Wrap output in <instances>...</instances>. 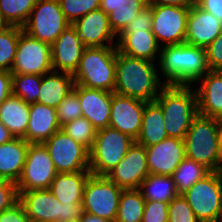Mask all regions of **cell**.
I'll use <instances>...</instances> for the list:
<instances>
[{
	"instance_id": "cell-22",
	"label": "cell",
	"mask_w": 222,
	"mask_h": 222,
	"mask_svg": "<svg viewBox=\"0 0 222 222\" xmlns=\"http://www.w3.org/2000/svg\"><path fill=\"white\" fill-rule=\"evenodd\" d=\"M197 94L198 114L222 116V71L210 70L193 85Z\"/></svg>"
},
{
	"instance_id": "cell-24",
	"label": "cell",
	"mask_w": 222,
	"mask_h": 222,
	"mask_svg": "<svg viewBox=\"0 0 222 222\" xmlns=\"http://www.w3.org/2000/svg\"><path fill=\"white\" fill-rule=\"evenodd\" d=\"M60 129L55 108L37 102L30 105L25 141L43 144Z\"/></svg>"
},
{
	"instance_id": "cell-34",
	"label": "cell",
	"mask_w": 222,
	"mask_h": 222,
	"mask_svg": "<svg viewBox=\"0 0 222 222\" xmlns=\"http://www.w3.org/2000/svg\"><path fill=\"white\" fill-rule=\"evenodd\" d=\"M38 0H0V13L9 26L23 27Z\"/></svg>"
},
{
	"instance_id": "cell-50",
	"label": "cell",
	"mask_w": 222,
	"mask_h": 222,
	"mask_svg": "<svg viewBox=\"0 0 222 222\" xmlns=\"http://www.w3.org/2000/svg\"><path fill=\"white\" fill-rule=\"evenodd\" d=\"M14 136L0 121V145L11 141Z\"/></svg>"
},
{
	"instance_id": "cell-13",
	"label": "cell",
	"mask_w": 222,
	"mask_h": 222,
	"mask_svg": "<svg viewBox=\"0 0 222 222\" xmlns=\"http://www.w3.org/2000/svg\"><path fill=\"white\" fill-rule=\"evenodd\" d=\"M51 71H53L51 45L37 40L21 28L11 73L43 76Z\"/></svg>"
},
{
	"instance_id": "cell-28",
	"label": "cell",
	"mask_w": 222,
	"mask_h": 222,
	"mask_svg": "<svg viewBox=\"0 0 222 222\" xmlns=\"http://www.w3.org/2000/svg\"><path fill=\"white\" fill-rule=\"evenodd\" d=\"M30 105L11 94L0 105V121L14 138H24L29 123Z\"/></svg>"
},
{
	"instance_id": "cell-46",
	"label": "cell",
	"mask_w": 222,
	"mask_h": 222,
	"mask_svg": "<svg viewBox=\"0 0 222 222\" xmlns=\"http://www.w3.org/2000/svg\"><path fill=\"white\" fill-rule=\"evenodd\" d=\"M12 94L11 71H0V105Z\"/></svg>"
},
{
	"instance_id": "cell-20",
	"label": "cell",
	"mask_w": 222,
	"mask_h": 222,
	"mask_svg": "<svg viewBox=\"0 0 222 222\" xmlns=\"http://www.w3.org/2000/svg\"><path fill=\"white\" fill-rule=\"evenodd\" d=\"M222 32V22L213 14L193 4L190 6L185 43L206 48Z\"/></svg>"
},
{
	"instance_id": "cell-38",
	"label": "cell",
	"mask_w": 222,
	"mask_h": 222,
	"mask_svg": "<svg viewBox=\"0 0 222 222\" xmlns=\"http://www.w3.org/2000/svg\"><path fill=\"white\" fill-rule=\"evenodd\" d=\"M101 0H59L66 20L73 24L87 13L100 9Z\"/></svg>"
},
{
	"instance_id": "cell-54",
	"label": "cell",
	"mask_w": 222,
	"mask_h": 222,
	"mask_svg": "<svg viewBox=\"0 0 222 222\" xmlns=\"http://www.w3.org/2000/svg\"><path fill=\"white\" fill-rule=\"evenodd\" d=\"M219 173H220L221 178H222V164H221V167H220V169H219Z\"/></svg>"
},
{
	"instance_id": "cell-15",
	"label": "cell",
	"mask_w": 222,
	"mask_h": 222,
	"mask_svg": "<svg viewBox=\"0 0 222 222\" xmlns=\"http://www.w3.org/2000/svg\"><path fill=\"white\" fill-rule=\"evenodd\" d=\"M149 175L146 148L136 141L125 157L106 176L122 190L138 189Z\"/></svg>"
},
{
	"instance_id": "cell-10",
	"label": "cell",
	"mask_w": 222,
	"mask_h": 222,
	"mask_svg": "<svg viewBox=\"0 0 222 222\" xmlns=\"http://www.w3.org/2000/svg\"><path fill=\"white\" fill-rule=\"evenodd\" d=\"M69 25L59 0H38L22 29L37 40L52 45Z\"/></svg>"
},
{
	"instance_id": "cell-55",
	"label": "cell",
	"mask_w": 222,
	"mask_h": 222,
	"mask_svg": "<svg viewBox=\"0 0 222 222\" xmlns=\"http://www.w3.org/2000/svg\"><path fill=\"white\" fill-rule=\"evenodd\" d=\"M29 222H45V221L29 220Z\"/></svg>"
},
{
	"instance_id": "cell-2",
	"label": "cell",
	"mask_w": 222,
	"mask_h": 222,
	"mask_svg": "<svg viewBox=\"0 0 222 222\" xmlns=\"http://www.w3.org/2000/svg\"><path fill=\"white\" fill-rule=\"evenodd\" d=\"M165 84L158 75V63L130 57L117 51L114 92L152 102Z\"/></svg>"
},
{
	"instance_id": "cell-18",
	"label": "cell",
	"mask_w": 222,
	"mask_h": 222,
	"mask_svg": "<svg viewBox=\"0 0 222 222\" xmlns=\"http://www.w3.org/2000/svg\"><path fill=\"white\" fill-rule=\"evenodd\" d=\"M146 148L149 174L172 176L186 158L184 140L168 137Z\"/></svg>"
},
{
	"instance_id": "cell-42",
	"label": "cell",
	"mask_w": 222,
	"mask_h": 222,
	"mask_svg": "<svg viewBox=\"0 0 222 222\" xmlns=\"http://www.w3.org/2000/svg\"><path fill=\"white\" fill-rule=\"evenodd\" d=\"M19 201L17 185L9 180L0 179V213Z\"/></svg>"
},
{
	"instance_id": "cell-45",
	"label": "cell",
	"mask_w": 222,
	"mask_h": 222,
	"mask_svg": "<svg viewBox=\"0 0 222 222\" xmlns=\"http://www.w3.org/2000/svg\"><path fill=\"white\" fill-rule=\"evenodd\" d=\"M0 222H29V218L20 201L0 213Z\"/></svg>"
},
{
	"instance_id": "cell-17",
	"label": "cell",
	"mask_w": 222,
	"mask_h": 222,
	"mask_svg": "<svg viewBox=\"0 0 222 222\" xmlns=\"http://www.w3.org/2000/svg\"><path fill=\"white\" fill-rule=\"evenodd\" d=\"M72 26L86 47H106L117 44V35L110 27L109 15L102 9L87 13Z\"/></svg>"
},
{
	"instance_id": "cell-43",
	"label": "cell",
	"mask_w": 222,
	"mask_h": 222,
	"mask_svg": "<svg viewBox=\"0 0 222 222\" xmlns=\"http://www.w3.org/2000/svg\"><path fill=\"white\" fill-rule=\"evenodd\" d=\"M152 11L151 5H148L138 15L132 19V21L124 28L121 33H132L136 30L147 31L151 30L152 27Z\"/></svg>"
},
{
	"instance_id": "cell-23",
	"label": "cell",
	"mask_w": 222,
	"mask_h": 222,
	"mask_svg": "<svg viewBox=\"0 0 222 222\" xmlns=\"http://www.w3.org/2000/svg\"><path fill=\"white\" fill-rule=\"evenodd\" d=\"M116 47L120 53L151 62H158L161 49L152 30L120 33Z\"/></svg>"
},
{
	"instance_id": "cell-35",
	"label": "cell",
	"mask_w": 222,
	"mask_h": 222,
	"mask_svg": "<svg viewBox=\"0 0 222 222\" xmlns=\"http://www.w3.org/2000/svg\"><path fill=\"white\" fill-rule=\"evenodd\" d=\"M42 76L36 74H12V94L20 97L26 104L37 102Z\"/></svg>"
},
{
	"instance_id": "cell-31",
	"label": "cell",
	"mask_w": 222,
	"mask_h": 222,
	"mask_svg": "<svg viewBox=\"0 0 222 222\" xmlns=\"http://www.w3.org/2000/svg\"><path fill=\"white\" fill-rule=\"evenodd\" d=\"M145 201L139 189L122 190L115 222H141Z\"/></svg>"
},
{
	"instance_id": "cell-48",
	"label": "cell",
	"mask_w": 222,
	"mask_h": 222,
	"mask_svg": "<svg viewBox=\"0 0 222 222\" xmlns=\"http://www.w3.org/2000/svg\"><path fill=\"white\" fill-rule=\"evenodd\" d=\"M148 5H171L190 7L195 4V0H147Z\"/></svg>"
},
{
	"instance_id": "cell-36",
	"label": "cell",
	"mask_w": 222,
	"mask_h": 222,
	"mask_svg": "<svg viewBox=\"0 0 222 222\" xmlns=\"http://www.w3.org/2000/svg\"><path fill=\"white\" fill-rule=\"evenodd\" d=\"M21 27L9 26L0 32V71H11Z\"/></svg>"
},
{
	"instance_id": "cell-29",
	"label": "cell",
	"mask_w": 222,
	"mask_h": 222,
	"mask_svg": "<svg viewBox=\"0 0 222 222\" xmlns=\"http://www.w3.org/2000/svg\"><path fill=\"white\" fill-rule=\"evenodd\" d=\"M168 138L163 111L155 102H147L144 107L141 131L136 142L144 147L156 145Z\"/></svg>"
},
{
	"instance_id": "cell-52",
	"label": "cell",
	"mask_w": 222,
	"mask_h": 222,
	"mask_svg": "<svg viewBox=\"0 0 222 222\" xmlns=\"http://www.w3.org/2000/svg\"><path fill=\"white\" fill-rule=\"evenodd\" d=\"M217 119V125H218V142H219V148L222 153V116L216 118Z\"/></svg>"
},
{
	"instance_id": "cell-33",
	"label": "cell",
	"mask_w": 222,
	"mask_h": 222,
	"mask_svg": "<svg viewBox=\"0 0 222 222\" xmlns=\"http://www.w3.org/2000/svg\"><path fill=\"white\" fill-rule=\"evenodd\" d=\"M147 6V0H122L109 14V23L113 32L118 36Z\"/></svg>"
},
{
	"instance_id": "cell-39",
	"label": "cell",
	"mask_w": 222,
	"mask_h": 222,
	"mask_svg": "<svg viewBox=\"0 0 222 222\" xmlns=\"http://www.w3.org/2000/svg\"><path fill=\"white\" fill-rule=\"evenodd\" d=\"M60 126L82 116V108L77 95V85L66 95L64 100L56 108Z\"/></svg>"
},
{
	"instance_id": "cell-51",
	"label": "cell",
	"mask_w": 222,
	"mask_h": 222,
	"mask_svg": "<svg viewBox=\"0 0 222 222\" xmlns=\"http://www.w3.org/2000/svg\"><path fill=\"white\" fill-rule=\"evenodd\" d=\"M78 222H110V221L84 212L83 216L81 217V219Z\"/></svg>"
},
{
	"instance_id": "cell-5",
	"label": "cell",
	"mask_w": 222,
	"mask_h": 222,
	"mask_svg": "<svg viewBox=\"0 0 222 222\" xmlns=\"http://www.w3.org/2000/svg\"><path fill=\"white\" fill-rule=\"evenodd\" d=\"M183 140L186 158L204 165L210 171H219L222 153L219 148L216 118L198 114Z\"/></svg>"
},
{
	"instance_id": "cell-49",
	"label": "cell",
	"mask_w": 222,
	"mask_h": 222,
	"mask_svg": "<svg viewBox=\"0 0 222 222\" xmlns=\"http://www.w3.org/2000/svg\"><path fill=\"white\" fill-rule=\"evenodd\" d=\"M122 0H101L100 9L106 14H110Z\"/></svg>"
},
{
	"instance_id": "cell-19",
	"label": "cell",
	"mask_w": 222,
	"mask_h": 222,
	"mask_svg": "<svg viewBox=\"0 0 222 222\" xmlns=\"http://www.w3.org/2000/svg\"><path fill=\"white\" fill-rule=\"evenodd\" d=\"M86 46L70 24L51 45L53 71L74 74Z\"/></svg>"
},
{
	"instance_id": "cell-16",
	"label": "cell",
	"mask_w": 222,
	"mask_h": 222,
	"mask_svg": "<svg viewBox=\"0 0 222 222\" xmlns=\"http://www.w3.org/2000/svg\"><path fill=\"white\" fill-rule=\"evenodd\" d=\"M147 102L113 92L109 126L127 134L136 141Z\"/></svg>"
},
{
	"instance_id": "cell-30",
	"label": "cell",
	"mask_w": 222,
	"mask_h": 222,
	"mask_svg": "<svg viewBox=\"0 0 222 222\" xmlns=\"http://www.w3.org/2000/svg\"><path fill=\"white\" fill-rule=\"evenodd\" d=\"M145 200L170 202L178 193L172 176L149 174L138 188Z\"/></svg>"
},
{
	"instance_id": "cell-1",
	"label": "cell",
	"mask_w": 222,
	"mask_h": 222,
	"mask_svg": "<svg viewBox=\"0 0 222 222\" xmlns=\"http://www.w3.org/2000/svg\"><path fill=\"white\" fill-rule=\"evenodd\" d=\"M157 63L165 85H194L210 71L205 48L187 43L162 46Z\"/></svg>"
},
{
	"instance_id": "cell-26",
	"label": "cell",
	"mask_w": 222,
	"mask_h": 222,
	"mask_svg": "<svg viewBox=\"0 0 222 222\" xmlns=\"http://www.w3.org/2000/svg\"><path fill=\"white\" fill-rule=\"evenodd\" d=\"M91 175L90 171L58 173L49 190L61 203L82 204L85 184Z\"/></svg>"
},
{
	"instance_id": "cell-44",
	"label": "cell",
	"mask_w": 222,
	"mask_h": 222,
	"mask_svg": "<svg viewBox=\"0 0 222 222\" xmlns=\"http://www.w3.org/2000/svg\"><path fill=\"white\" fill-rule=\"evenodd\" d=\"M205 51L210 70L222 71V32Z\"/></svg>"
},
{
	"instance_id": "cell-14",
	"label": "cell",
	"mask_w": 222,
	"mask_h": 222,
	"mask_svg": "<svg viewBox=\"0 0 222 222\" xmlns=\"http://www.w3.org/2000/svg\"><path fill=\"white\" fill-rule=\"evenodd\" d=\"M190 7L151 5V30L162 46L185 43L187 18Z\"/></svg>"
},
{
	"instance_id": "cell-37",
	"label": "cell",
	"mask_w": 222,
	"mask_h": 222,
	"mask_svg": "<svg viewBox=\"0 0 222 222\" xmlns=\"http://www.w3.org/2000/svg\"><path fill=\"white\" fill-rule=\"evenodd\" d=\"M61 130L74 141L81 143L89 150L93 146L97 133L96 128L84 116L65 123L63 126H61Z\"/></svg>"
},
{
	"instance_id": "cell-12",
	"label": "cell",
	"mask_w": 222,
	"mask_h": 222,
	"mask_svg": "<svg viewBox=\"0 0 222 222\" xmlns=\"http://www.w3.org/2000/svg\"><path fill=\"white\" fill-rule=\"evenodd\" d=\"M58 174L47 148L29 143L22 175L16 183L18 191L49 189Z\"/></svg>"
},
{
	"instance_id": "cell-53",
	"label": "cell",
	"mask_w": 222,
	"mask_h": 222,
	"mask_svg": "<svg viewBox=\"0 0 222 222\" xmlns=\"http://www.w3.org/2000/svg\"><path fill=\"white\" fill-rule=\"evenodd\" d=\"M9 27V24L4 20L2 14L0 13V32Z\"/></svg>"
},
{
	"instance_id": "cell-47",
	"label": "cell",
	"mask_w": 222,
	"mask_h": 222,
	"mask_svg": "<svg viewBox=\"0 0 222 222\" xmlns=\"http://www.w3.org/2000/svg\"><path fill=\"white\" fill-rule=\"evenodd\" d=\"M195 4L222 22V0H195Z\"/></svg>"
},
{
	"instance_id": "cell-41",
	"label": "cell",
	"mask_w": 222,
	"mask_h": 222,
	"mask_svg": "<svg viewBox=\"0 0 222 222\" xmlns=\"http://www.w3.org/2000/svg\"><path fill=\"white\" fill-rule=\"evenodd\" d=\"M169 202L145 201L141 222H168Z\"/></svg>"
},
{
	"instance_id": "cell-40",
	"label": "cell",
	"mask_w": 222,
	"mask_h": 222,
	"mask_svg": "<svg viewBox=\"0 0 222 222\" xmlns=\"http://www.w3.org/2000/svg\"><path fill=\"white\" fill-rule=\"evenodd\" d=\"M168 222H200L194 214V211L183 197L178 194L169 202Z\"/></svg>"
},
{
	"instance_id": "cell-21",
	"label": "cell",
	"mask_w": 222,
	"mask_h": 222,
	"mask_svg": "<svg viewBox=\"0 0 222 222\" xmlns=\"http://www.w3.org/2000/svg\"><path fill=\"white\" fill-rule=\"evenodd\" d=\"M77 95L82 116L87 118L96 130L109 127L113 92L77 85Z\"/></svg>"
},
{
	"instance_id": "cell-32",
	"label": "cell",
	"mask_w": 222,
	"mask_h": 222,
	"mask_svg": "<svg viewBox=\"0 0 222 222\" xmlns=\"http://www.w3.org/2000/svg\"><path fill=\"white\" fill-rule=\"evenodd\" d=\"M210 172L204 165L185 158L172 175L177 193L183 194L195 182L203 179Z\"/></svg>"
},
{
	"instance_id": "cell-4",
	"label": "cell",
	"mask_w": 222,
	"mask_h": 222,
	"mask_svg": "<svg viewBox=\"0 0 222 222\" xmlns=\"http://www.w3.org/2000/svg\"><path fill=\"white\" fill-rule=\"evenodd\" d=\"M116 46L86 47L75 73V85L114 92Z\"/></svg>"
},
{
	"instance_id": "cell-6",
	"label": "cell",
	"mask_w": 222,
	"mask_h": 222,
	"mask_svg": "<svg viewBox=\"0 0 222 222\" xmlns=\"http://www.w3.org/2000/svg\"><path fill=\"white\" fill-rule=\"evenodd\" d=\"M18 192L29 220L78 222L84 214L83 204L61 203L49 189Z\"/></svg>"
},
{
	"instance_id": "cell-27",
	"label": "cell",
	"mask_w": 222,
	"mask_h": 222,
	"mask_svg": "<svg viewBox=\"0 0 222 222\" xmlns=\"http://www.w3.org/2000/svg\"><path fill=\"white\" fill-rule=\"evenodd\" d=\"M73 87L72 74L57 71L44 74L37 103L56 109Z\"/></svg>"
},
{
	"instance_id": "cell-3",
	"label": "cell",
	"mask_w": 222,
	"mask_h": 222,
	"mask_svg": "<svg viewBox=\"0 0 222 222\" xmlns=\"http://www.w3.org/2000/svg\"><path fill=\"white\" fill-rule=\"evenodd\" d=\"M155 102L163 111L168 137L184 139L198 115L197 94L193 85H164Z\"/></svg>"
},
{
	"instance_id": "cell-7",
	"label": "cell",
	"mask_w": 222,
	"mask_h": 222,
	"mask_svg": "<svg viewBox=\"0 0 222 222\" xmlns=\"http://www.w3.org/2000/svg\"><path fill=\"white\" fill-rule=\"evenodd\" d=\"M135 142L127 134L112 127L97 130L90 151V172L93 175L106 176L125 157Z\"/></svg>"
},
{
	"instance_id": "cell-9",
	"label": "cell",
	"mask_w": 222,
	"mask_h": 222,
	"mask_svg": "<svg viewBox=\"0 0 222 222\" xmlns=\"http://www.w3.org/2000/svg\"><path fill=\"white\" fill-rule=\"evenodd\" d=\"M122 189L107 176L91 175L84 188L85 213L115 222Z\"/></svg>"
},
{
	"instance_id": "cell-11",
	"label": "cell",
	"mask_w": 222,
	"mask_h": 222,
	"mask_svg": "<svg viewBox=\"0 0 222 222\" xmlns=\"http://www.w3.org/2000/svg\"><path fill=\"white\" fill-rule=\"evenodd\" d=\"M43 144L58 173L90 171L89 149L74 141L61 129Z\"/></svg>"
},
{
	"instance_id": "cell-25",
	"label": "cell",
	"mask_w": 222,
	"mask_h": 222,
	"mask_svg": "<svg viewBox=\"0 0 222 222\" xmlns=\"http://www.w3.org/2000/svg\"><path fill=\"white\" fill-rule=\"evenodd\" d=\"M29 143L23 138H13L0 145V179L17 183L20 179Z\"/></svg>"
},
{
	"instance_id": "cell-8",
	"label": "cell",
	"mask_w": 222,
	"mask_h": 222,
	"mask_svg": "<svg viewBox=\"0 0 222 222\" xmlns=\"http://www.w3.org/2000/svg\"><path fill=\"white\" fill-rule=\"evenodd\" d=\"M200 222H222V178L211 171L183 194Z\"/></svg>"
}]
</instances>
